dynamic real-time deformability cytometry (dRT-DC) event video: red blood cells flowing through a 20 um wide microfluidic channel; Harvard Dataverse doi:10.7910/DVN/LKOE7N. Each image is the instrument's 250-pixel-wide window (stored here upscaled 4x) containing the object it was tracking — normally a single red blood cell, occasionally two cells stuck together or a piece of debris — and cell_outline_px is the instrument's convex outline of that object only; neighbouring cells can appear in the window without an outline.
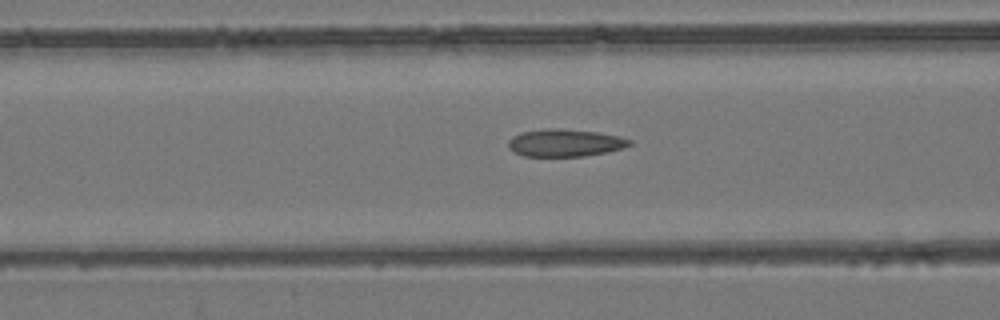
{"species": "common noctule bat (a hibernating species)", "species_latin": "Nyctalus noctula", "temperature_condition": "room temperature", "stored_images_in_passage": 41, "camera_frame_rate_fps": 3000, "um_per_image_px": 0.085, "animal": {"sex": "female", "body_mass_g": 24.6, "forearm_length_mm": 56.2}, "frame": {"image": 1, "passage_image": 23, "time_ms": 7.333, "image_size_px": [1000, 320], "cell_outline_px": [[632, 144], [624, 148], [608, 152], [584, 156], [524, 156], [512, 152], [508, 148], [508, 140], [512, 136], [520, 132], [548, 128], [560, 128], [596, 132], [620, 136], [632, 140]], "centroid_in_image_um": [48.01, 12.14], "position_along_channel_um": 118.6, "area_um2": 19.65}}
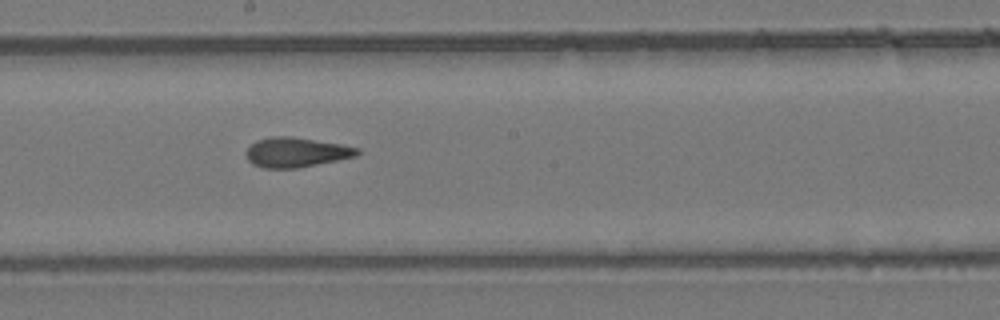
{"frame": {"image": 2, "passage_image": 31, "time_ms": 10.0, "image_size_px": [1000, 320], "cell_outline_px": [[360, 152], [356, 156], [296, 168], [264, 168], [252, 164], [248, 160], [244, 152], [256, 140], [272, 136], [288, 136], [340, 144], [360, 148]], "centroid_in_image_um": [25.13, 12.94], "position_along_channel_um": 223.1, "area_um2": 19.07}}
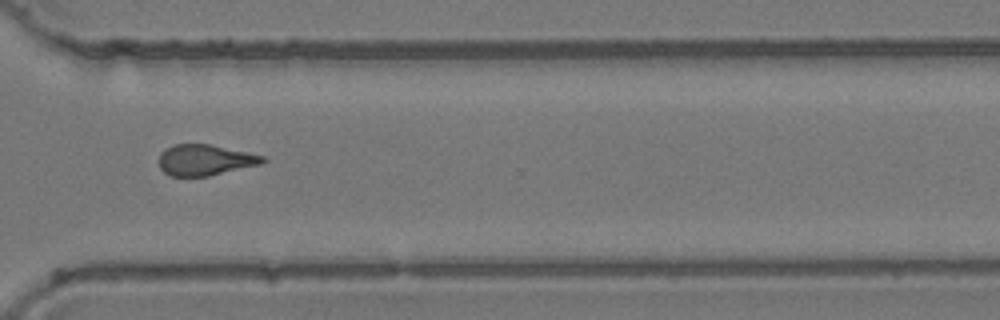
{"frame": {"image": 3, "passage_image": 41, "time_ms": 13.333, "image_size_px": [1000, 320], "cell_outline_px": [[268, 160], [260, 164], [208, 176], [168, 176], [160, 168], [160, 152], [164, 148], [176, 144], [208, 144], [248, 152], [264, 156]], "centroid_in_image_um": [17.41, 13.6], "position_along_channel_um": 353.2, "area_um2": 18.61}}